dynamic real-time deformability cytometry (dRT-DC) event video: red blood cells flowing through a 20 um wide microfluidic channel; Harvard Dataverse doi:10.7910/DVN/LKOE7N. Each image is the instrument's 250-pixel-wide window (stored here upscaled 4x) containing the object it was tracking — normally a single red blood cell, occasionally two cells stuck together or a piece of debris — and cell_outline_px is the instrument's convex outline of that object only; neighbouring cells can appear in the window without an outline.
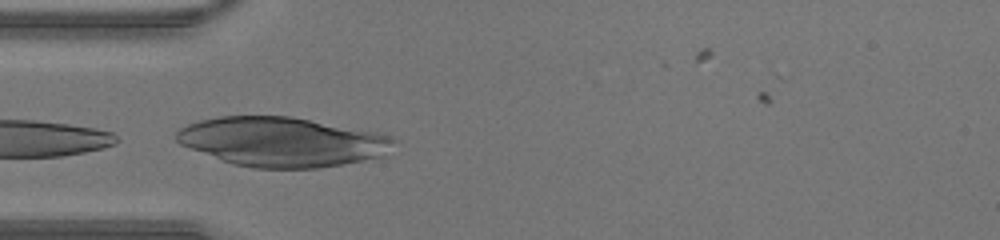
{"species": "human", "species_latin": "Homo sapiens", "temperature_condition": "warm", "stored_images_in_passage": 27, "camera_frame_rate_fps": 3000, "um_per_image_px": 0.085, "donor": {"sex": "male"}, "frame": {"image": 1, "passage_image": 12, "time_ms": 3.667, "image_size_px": [1000, 240], "cell_outline_px": [[396, 140], [380, 156], [344, 164], [316, 168], [252, 168], [232, 164], [180, 144], [176, 140], [176, 132], [180, 128], [188, 124], [200, 120], [220, 116], [288, 116], [376, 132], [388, 136]], "centroid_in_image_um": [23.91, 12.05], "position_along_channel_um": 61.1, "area_um2": 61.85}}